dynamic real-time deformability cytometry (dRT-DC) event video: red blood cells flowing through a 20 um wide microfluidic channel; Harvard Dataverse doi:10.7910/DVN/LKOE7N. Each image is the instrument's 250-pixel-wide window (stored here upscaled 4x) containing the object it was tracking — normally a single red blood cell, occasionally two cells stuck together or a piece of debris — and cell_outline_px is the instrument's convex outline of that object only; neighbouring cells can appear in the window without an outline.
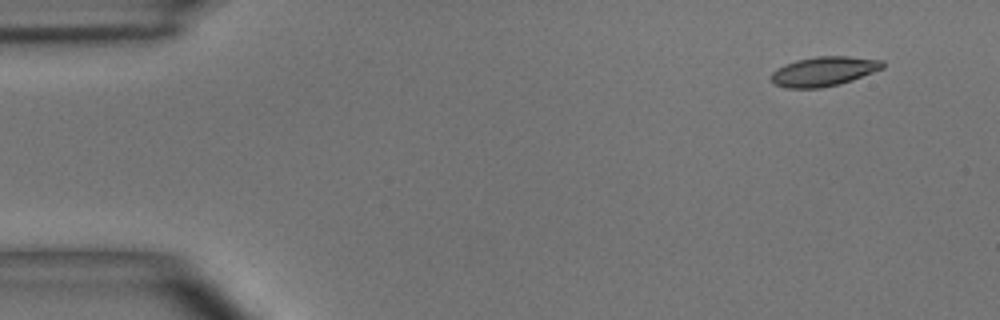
{"species": "common noctule bat (a hibernating species)", "species_latin": "Nyctalus noctula", "temperature_condition": "room temperature", "stored_images_in_passage": 4, "camera_frame_rate_fps": 3000, "um_per_image_px": 0.085, "animal": {"sex": "male", "body_mass_g": 15.6}, "frame": {"image": 1, "passage_image": 1, "time_ms": 0.0, "image_size_px": [1000, 320], "cell_outline_px": [[884, 68], [852, 80], [840, 84], [820, 88], [784, 88], [772, 84], [772, 72], [776, 68], [784, 64], [796, 60], [816, 56], [848, 56], [884, 60]], "centroid_in_image_um": [70.01, 6.06], "position_along_channel_um": 15.0, "area_um2": 19.36}}
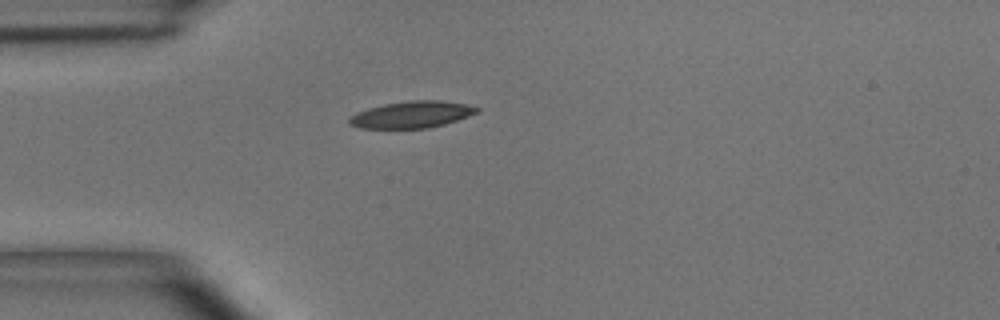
{"frame": {"image": 2, "passage_image": 4, "time_ms": 3.333, "image_size_px": [1000, 320], "cell_outline_px": [[480, 112], [444, 124], [428, 128], [360, 128], [348, 124], [348, 120], [356, 112], [368, 108], [384, 104], [412, 100], [440, 100], [464, 104], [480, 108]], "centroid_in_image_um": [34.99, 9.74], "position_along_channel_um": 50.0, "area_um2": 19.77}}